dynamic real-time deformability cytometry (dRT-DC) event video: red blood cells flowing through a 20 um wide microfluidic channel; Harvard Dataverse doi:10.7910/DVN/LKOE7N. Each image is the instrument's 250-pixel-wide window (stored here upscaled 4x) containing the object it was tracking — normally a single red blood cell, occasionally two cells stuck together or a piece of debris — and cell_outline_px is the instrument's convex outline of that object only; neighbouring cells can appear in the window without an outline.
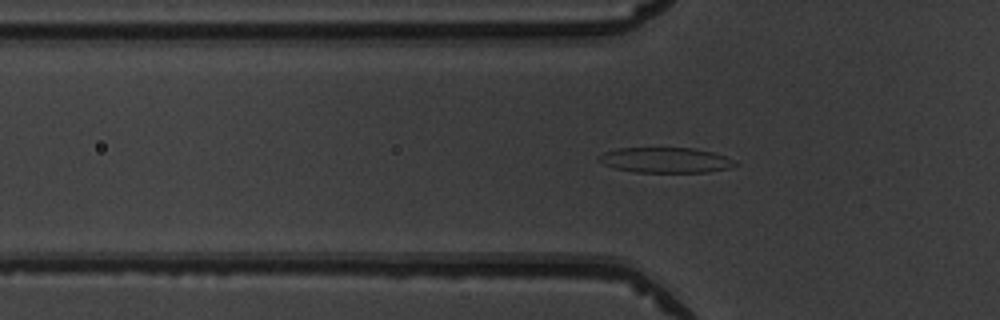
{"species": "common noctule bat (a hibernating species)", "species_latin": "Nyctalus noctula", "temperature_condition": "warm", "stored_images_in_passage": 37, "camera_frame_rate_fps": 3000, "um_per_image_px": 0.085, "animal": {"sex": "male", "body_mass_g": 19.5, "forearm_length_mm": 54.6}, "frame": {"image": 1, "passage_image": 3, "time_ms": 0.667, "image_size_px": [1000, 320], "cell_outline_px": [[740, 164], [728, 168], [708, 172], [636, 172], [616, 168], [604, 164], [596, 160], [604, 152], [616, 148], [692, 148], [712, 152], [736, 160]], "centroid_in_image_um": [56.59, 13.61], "position_along_channel_um": 69.2, "area_um2": 20.06}}
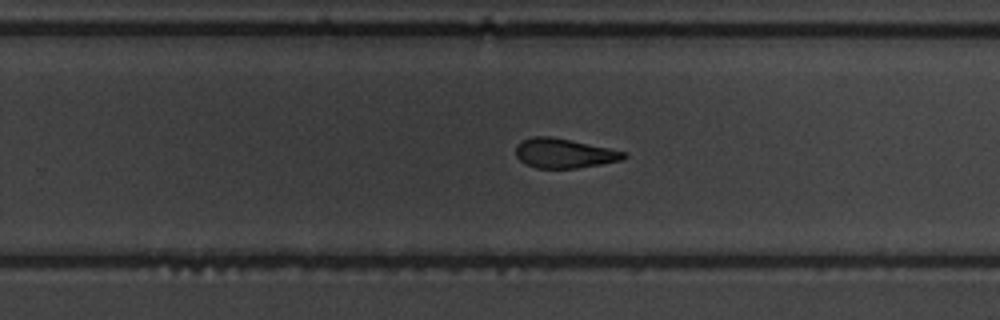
{"frame": {"image": 2, "passage_image": 19, "time_ms": 6.0, "image_size_px": [1000, 320], "cell_outline_px": [[628, 156], [620, 160], [600, 164], [576, 168], [536, 168], [524, 164], [516, 156], [516, 144], [520, 140], [532, 136], [552, 136], [608, 148], [624, 152]], "centroid_in_image_um": [47.87, 13.02], "position_along_channel_um": 281.9, "area_um2": 18.55}}
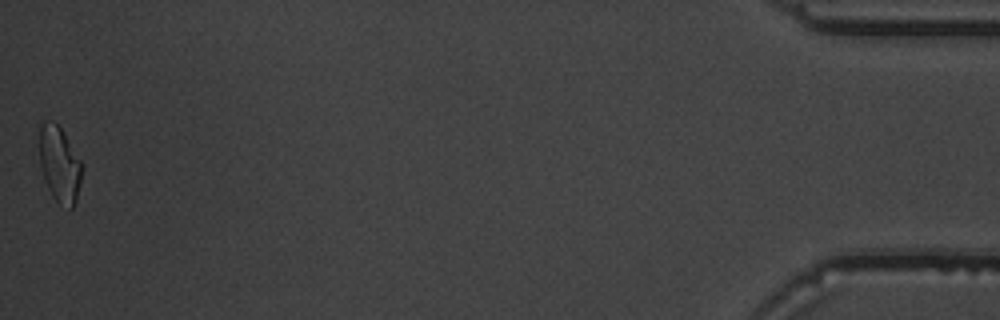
{"frame": {"image": 3, "passage_image": 37, "time_ms": 12.0, "image_size_px": [1000, 320], "cell_outline_px": [[84, 164], [76, 200], [72, 208], [68, 208], [60, 204], [52, 196], [48, 188], [40, 164], [40, 124], [44, 120], [52, 120], [60, 128]], "centroid_in_image_um": [5.08, 13.96], "position_along_channel_um": 430.1, "area_um2": 18.67}, "authors_computed_cell_mechanics": {"area_um2": 19.1318, "velocity_mm_per_s": 3.9956, "shape_relaxation_time_tau1_ms": 10.0607, "shape_relaxation_time_tau2_ms": 5.9777, "deformation_change_tau1": 0.2684, "deformation_change_tau2": 0.1485}}